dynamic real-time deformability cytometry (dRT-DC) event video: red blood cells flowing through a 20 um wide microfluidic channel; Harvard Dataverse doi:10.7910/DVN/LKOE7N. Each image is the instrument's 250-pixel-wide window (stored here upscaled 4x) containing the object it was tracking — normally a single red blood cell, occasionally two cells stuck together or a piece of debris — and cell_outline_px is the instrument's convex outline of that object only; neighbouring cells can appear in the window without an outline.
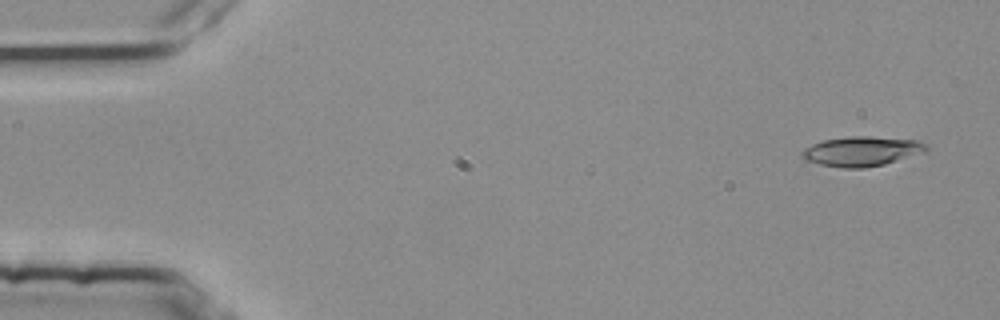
{"species": "common noctule bat (a hibernating species)", "species_latin": "Nyctalus noctula", "temperature_condition": "room temperature", "stored_images_in_passage": 4, "segment_of_instrument_passage": [1, 2], "camera_frame_rate_fps": 3000, "um_per_image_px": 0.085, "animal": {"sex": "female", "body_mass_g": 25.1}, "frame": {"image": 1, "passage_image": 1, "time_ms": 0.0, "image_size_px": [1000, 320], "cell_outline_px": [[928, 148], [924, 152], [884, 164], [864, 168], [844, 168], [820, 164], [808, 160], [800, 156], [800, 152], [804, 148], [812, 144], [824, 140], [852, 136], [872, 136], [920, 140], [928, 144]], "centroid_in_image_um": [73.27, 12.85], "position_along_channel_um": 11.7, "area_um2": 21.5}}